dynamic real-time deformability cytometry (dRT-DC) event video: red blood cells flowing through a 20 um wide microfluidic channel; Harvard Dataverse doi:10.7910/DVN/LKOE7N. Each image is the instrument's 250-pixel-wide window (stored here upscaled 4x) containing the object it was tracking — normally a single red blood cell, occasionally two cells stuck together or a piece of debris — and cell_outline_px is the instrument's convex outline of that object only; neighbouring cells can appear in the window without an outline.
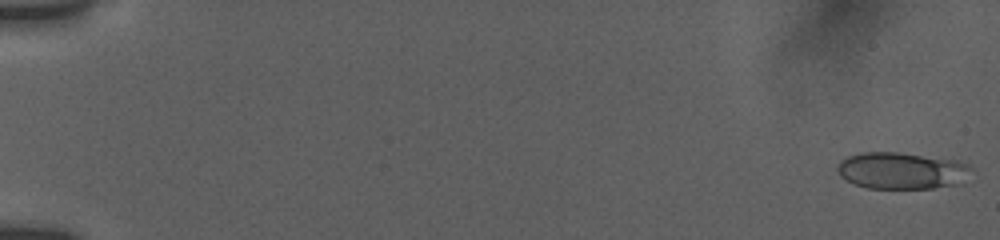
{"species": "human", "species_latin": "Homo sapiens", "temperature_condition": "room temperature", "stored_images_in_passage": 49, "camera_frame_rate_fps": 3000, "um_per_image_px": 0.085, "donor": {"sex": "female"}, "frame": {"image": 1, "passage_image": 1, "time_ms": 0.0, "image_size_px": [1000, 240], "cell_outline_px": [[972, 168], [964, 184], [932, 188], [868, 188], [856, 184], [840, 176], [836, 168], [840, 160], [848, 156], [864, 152], [896, 152], [960, 160], [968, 164]], "centroid_in_image_um": [76.7, 14.5], "position_along_channel_um": 8.3, "area_um2": 28.9}}
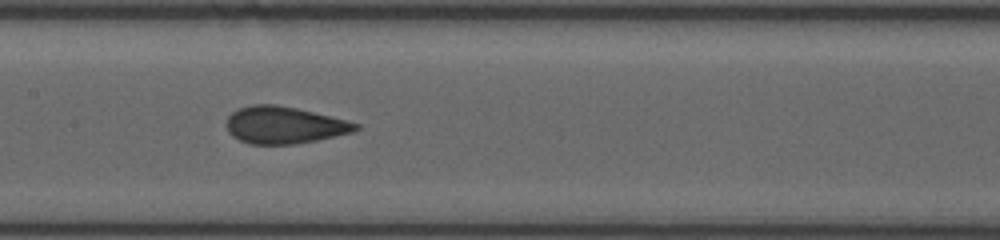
{"frame": {"image": 2, "passage_image": 19, "time_ms": 9.333, "image_size_px": [1000, 240], "cell_outline_px": [[360, 128], [352, 132], [316, 140], [296, 144], [248, 144], [232, 136], [228, 132], [224, 124], [228, 116], [232, 112], [240, 108], [252, 104], [276, 104], [296, 108], [360, 124]], "centroid_in_image_um": [24.09, 10.63], "position_along_channel_um": 183.3, "area_um2": 27.8}}
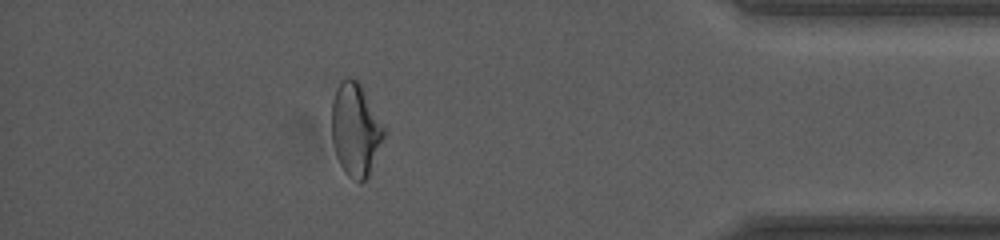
{"frame": {"image": 3, "passage_image": 40, "time_ms": 16.0, "image_size_px": [1000, 240], "cell_outline_px": [[388, 132], [368, 176], [360, 184], [348, 176], [344, 172], [336, 156], [332, 140], [332, 100], [336, 88], [348, 76], [356, 80], [360, 84]], "centroid_in_image_um": [30.24, 11.06], "position_along_channel_um": 405.0, "area_um2": 28.5}, "authors_computed_cell_mechanics": {"area_um2": 27.8018, "velocity_mm_per_s": 3.8252, "shape_relaxation_time_tau1_ms": 6.1959, "shape_relaxation_time_tau2_ms": 0.757, "deformation_change_tau1": 0.139, "deformation_change_tau2": 0.0603}}